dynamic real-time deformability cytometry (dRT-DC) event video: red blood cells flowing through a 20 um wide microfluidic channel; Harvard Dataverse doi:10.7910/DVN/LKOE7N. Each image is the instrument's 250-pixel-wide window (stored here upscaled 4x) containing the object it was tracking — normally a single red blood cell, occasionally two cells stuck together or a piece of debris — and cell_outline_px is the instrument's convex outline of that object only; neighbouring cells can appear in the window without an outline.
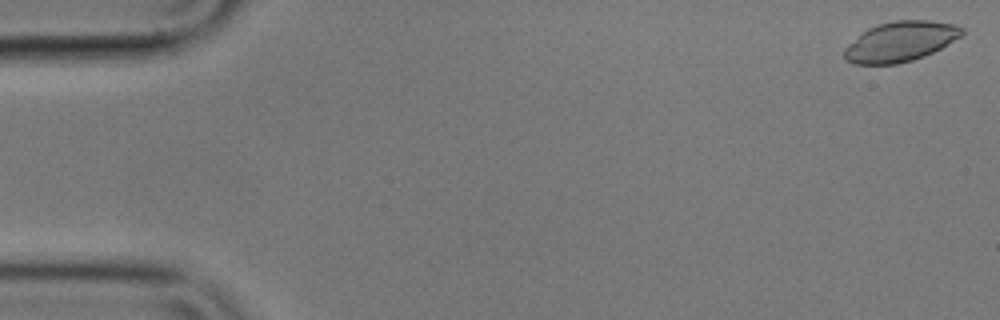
{"species": "common noctule bat (a hibernating species)", "species_latin": "Nyctalus noctula", "temperature_condition": "cold", "stored_images_in_passage": 31, "camera_frame_rate_fps": 3000, "um_per_image_px": 0.085, "animal": {"sex": "male", "body_mass_g": 17.9}, "frame": {"image": 1, "passage_image": 1, "time_ms": 0.0, "image_size_px": [1000, 320], "cell_outline_px": [[964, 32], [960, 36], [940, 48], [924, 56], [912, 60], [896, 64], [852, 64], [844, 60], [844, 48], [848, 44], [868, 28], [876, 24], [896, 20], [928, 20], [956, 24], [964, 28]], "centroid_in_image_um": [76.51, 3.53], "position_along_channel_um": 8.5, "area_um2": 27.4}}
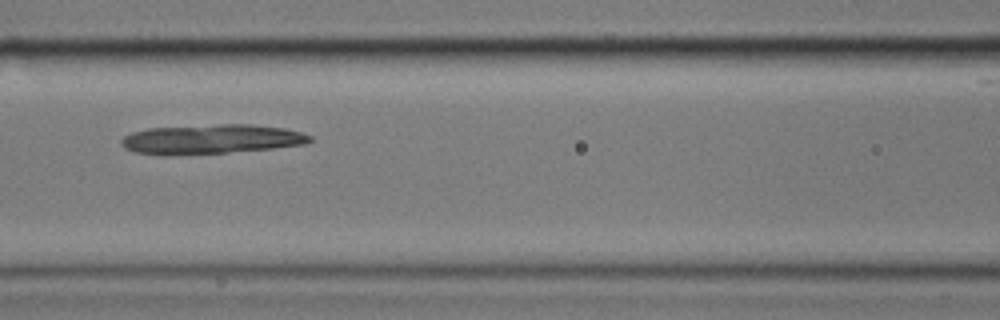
{"frame": {"image": 2, "passage_image": 24, "time_ms": 7.667, "image_size_px": [1000, 320], "cell_outline_px": [[312, 140], [304, 144], [272, 148], [228, 152], [168, 156], [160, 156], [136, 152], [124, 148], [120, 144], [120, 140], [124, 136], [132, 132], [148, 128], [220, 124], [252, 124], [284, 128], [300, 132], [312, 136]], "centroid_in_image_um": [17.89, 11.83], "position_along_channel_um": 148.7, "area_um2": 32.6}}
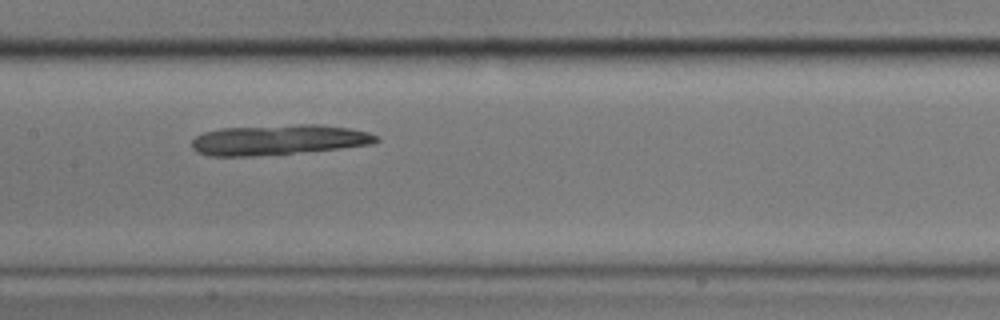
{"frame": {"image": 3, "passage_image": 27, "time_ms": 8.667, "image_size_px": [1000, 320], "cell_outline_px": [[380, 140], [372, 144], [340, 148], [256, 156], [208, 156], [196, 152], [192, 148], [192, 140], [196, 136], [204, 132], [220, 128], [300, 124], [320, 124], [348, 128], [368, 132], [380, 136]], "centroid_in_image_um": [23.67, 11.88], "position_along_channel_um": 183.7, "area_um2": 32.6}}